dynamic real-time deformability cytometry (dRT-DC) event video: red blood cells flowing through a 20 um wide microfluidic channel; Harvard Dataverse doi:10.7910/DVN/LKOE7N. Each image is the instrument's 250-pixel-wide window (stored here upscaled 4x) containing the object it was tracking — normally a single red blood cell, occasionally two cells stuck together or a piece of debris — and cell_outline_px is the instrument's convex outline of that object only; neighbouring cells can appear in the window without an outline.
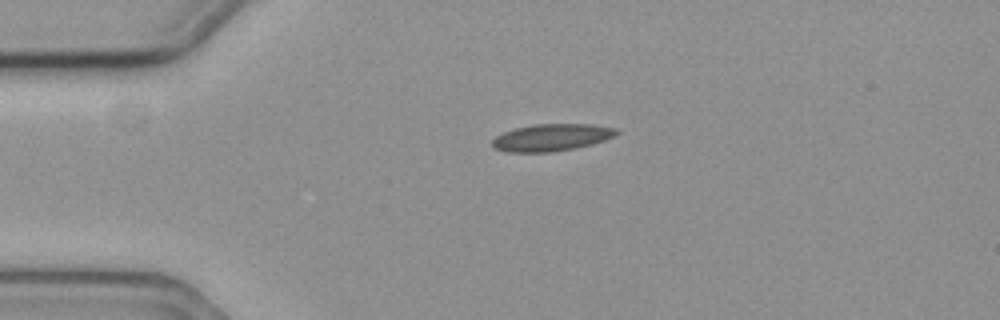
{"species": "common noctule bat (a hibernating species)", "species_latin": "Nyctalus noctula", "temperature_condition": "cold", "stored_images_in_passage": 40, "camera_frame_rate_fps": 3000, "um_per_image_px": 0.085, "animal": {"sex": "female", "body_mass_g": 19.3, "forearm_length_mm": 54.1}, "frame": {"image": 1, "passage_image": 1, "time_ms": 0.0, "image_size_px": [1000, 320], "cell_outline_px": [[620, 132], [616, 136], [592, 144], [576, 148], [552, 152], [504, 152], [492, 148], [492, 140], [496, 136], [504, 132], [516, 128], [532, 124], [592, 124], [616, 128]], "centroid_in_image_um": [46.88, 11.69], "position_along_channel_um": 38.1, "area_um2": 19.83}}
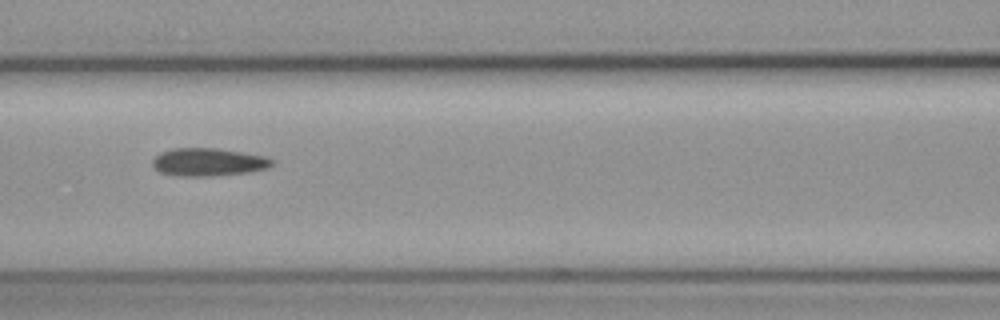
{"frame": {"image": 2, "passage_image": 13, "time_ms": 4.0, "image_size_px": [1000, 320], "cell_outline_px": [[276, 164], [268, 168], [252, 172], [212, 176], [176, 176], [160, 172], [152, 164], [152, 160], [160, 152], [172, 148], [216, 148], [268, 156]], "centroid_in_image_um": [17.75, 13.78], "position_along_channel_um": 148.8, "area_um2": 19.71}}
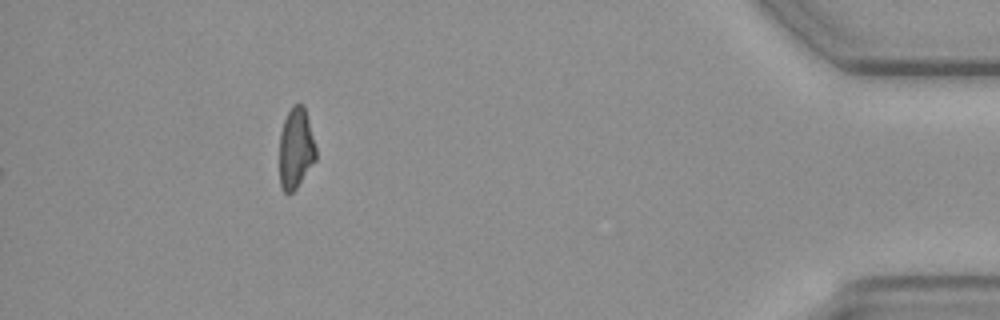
{"frame": {"image": 3, "passage_image": 40, "time_ms": 13.0, "image_size_px": [1000, 320], "cell_outline_px": [[316, 160], [296, 188], [292, 192], [284, 192], [280, 188], [280, 132], [284, 120], [292, 104], [304, 104], [316, 148]], "centroid_in_image_um": [25.14, 12.6], "position_along_channel_um": 410.1, "area_um2": 17.17}, "authors_computed_cell_mechanics": {"area_um2": 18.8428, "velocity_mm_per_s": 3.5938, "shape_relaxation_time_tau1_ms": 4.4603, "shape_relaxation_time_tau2_ms": 3.8484, "deformation_change_tau1": 0.1076, "deformation_change_tau2": 0.1182}}